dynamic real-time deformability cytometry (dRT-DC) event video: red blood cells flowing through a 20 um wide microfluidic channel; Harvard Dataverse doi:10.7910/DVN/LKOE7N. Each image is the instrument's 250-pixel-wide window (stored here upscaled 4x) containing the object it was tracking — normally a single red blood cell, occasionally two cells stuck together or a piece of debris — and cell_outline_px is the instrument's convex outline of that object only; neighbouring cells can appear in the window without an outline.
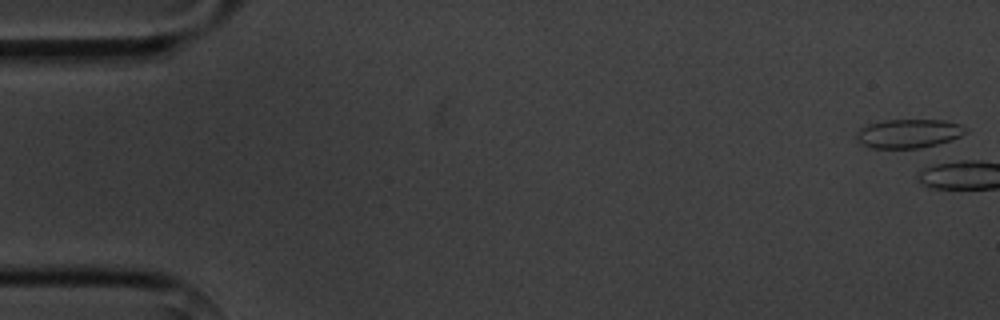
{"species": "common noctule bat (a hibernating species)", "species_latin": "Nyctalus noctula", "temperature_condition": "cold", "stored_images_in_passage": 6, "camera_frame_rate_fps": 3000, "um_per_image_px": 0.085, "animal": {"sex": "male", "body_mass_g": 20.1, "forearm_length_mm": 53.5}, "frame": {"image": 1, "passage_image": 1, "time_ms": 0.0, "image_size_px": [1000, 320], "cell_outline_px": [[968, 132], [952, 140], [920, 148], [868, 148], [860, 144], [856, 140], [856, 132], [860, 128], [868, 124], [884, 120], [944, 120], [960, 124], [968, 128]], "centroid_in_image_um": [77.22, 11.35], "position_along_channel_um": 7.8, "area_um2": 18.61}}